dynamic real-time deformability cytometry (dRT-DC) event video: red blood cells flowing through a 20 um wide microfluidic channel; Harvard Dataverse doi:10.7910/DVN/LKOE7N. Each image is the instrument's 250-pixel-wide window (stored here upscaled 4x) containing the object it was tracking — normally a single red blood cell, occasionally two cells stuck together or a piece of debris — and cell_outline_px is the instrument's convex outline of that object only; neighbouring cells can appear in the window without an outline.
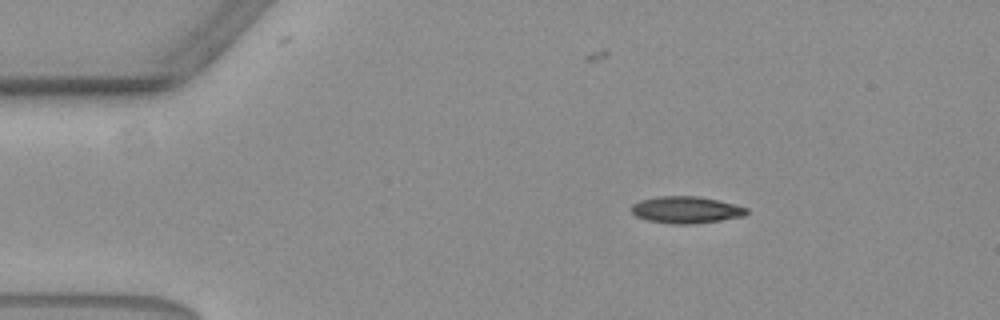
{"species": "common noctule bat (a hibernating species)", "species_latin": "Nyctalus noctula", "temperature_condition": "warm", "stored_images_in_passage": 42, "camera_frame_rate_fps": 3000, "um_per_image_px": 0.085, "animal": {"sex": "female", "body_mass_g": 19.3, "forearm_length_mm": 54.1}, "frame": {"image": 1, "passage_image": 2, "time_ms": 0.333, "image_size_px": [1000, 320], "cell_outline_px": [[748, 212], [744, 216], [696, 224], [668, 224], [648, 220], [636, 216], [628, 208], [632, 204], [640, 200], [660, 196], [696, 196], [716, 200], [748, 208]], "centroid_in_image_um": [58.27, 17.84], "position_along_channel_um": 26.7, "area_um2": 18.03}}
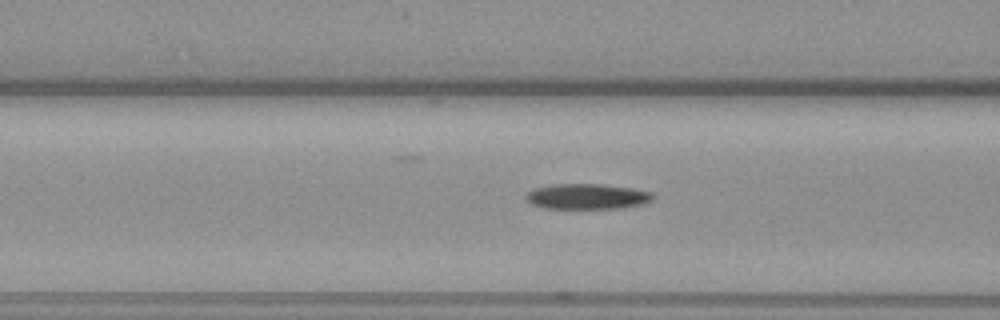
{"frame": {"image": 2, "passage_image": 15, "time_ms": 4.667, "image_size_px": [1000, 320], "cell_outline_px": [[656, 200], [648, 204], [628, 208], [540, 208], [528, 204], [524, 200], [524, 192], [532, 188], [548, 184], [604, 184], [636, 188], [652, 192], [656, 196]], "centroid_in_image_um": [49.92, 16.7], "position_along_channel_um": 116.7, "area_um2": 19.88}}
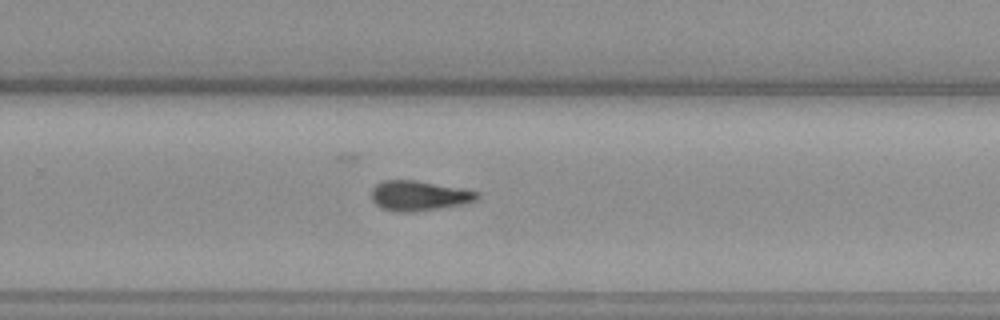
{"frame": {"image": 3, "passage_image": 30, "time_ms": 9.667, "image_size_px": [1000, 320], "cell_outline_px": [[480, 200], [472, 204], [444, 208], [408, 212], [404, 212], [380, 208], [368, 196], [368, 192], [380, 180], [416, 180], [476, 188], [480, 192]], "centroid_in_image_um": [35.76, 16.61], "position_along_channel_um": 294.0, "area_um2": 19.83}, "authors_computed_cell_mechanics": {"area_um2": 19.6809, "velocity_mm_per_s": 3.556, "shape_relaxation_time_tau1_ms": 4.5211, "shape_relaxation_time_tau2_ms": null, "deformation_change_tau1": 0.1527, "deformation_change_tau2": null}}